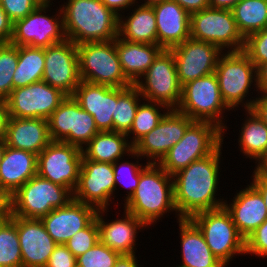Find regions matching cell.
<instances>
[{
  "instance_id": "d6986e66",
  "label": "cell",
  "mask_w": 267,
  "mask_h": 267,
  "mask_svg": "<svg viewBox=\"0 0 267 267\" xmlns=\"http://www.w3.org/2000/svg\"><path fill=\"white\" fill-rule=\"evenodd\" d=\"M174 54L181 86L215 72L218 59L224 52L218 46L189 38L170 49Z\"/></svg>"
},
{
  "instance_id": "3957f363",
  "label": "cell",
  "mask_w": 267,
  "mask_h": 267,
  "mask_svg": "<svg viewBox=\"0 0 267 267\" xmlns=\"http://www.w3.org/2000/svg\"><path fill=\"white\" fill-rule=\"evenodd\" d=\"M123 208L146 226L154 225L167 212L175 211L177 214L173 176L159 164L147 162L141 171L135 193L124 203Z\"/></svg>"
},
{
  "instance_id": "2e32d148",
  "label": "cell",
  "mask_w": 267,
  "mask_h": 267,
  "mask_svg": "<svg viewBox=\"0 0 267 267\" xmlns=\"http://www.w3.org/2000/svg\"><path fill=\"white\" fill-rule=\"evenodd\" d=\"M66 97L60 89L39 81L13 89L4 101L9 117L47 120Z\"/></svg>"
},
{
  "instance_id": "ee69618b",
  "label": "cell",
  "mask_w": 267,
  "mask_h": 267,
  "mask_svg": "<svg viewBox=\"0 0 267 267\" xmlns=\"http://www.w3.org/2000/svg\"><path fill=\"white\" fill-rule=\"evenodd\" d=\"M245 254L267 258V219L245 240Z\"/></svg>"
},
{
  "instance_id": "44dd1931",
  "label": "cell",
  "mask_w": 267,
  "mask_h": 267,
  "mask_svg": "<svg viewBox=\"0 0 267 267\" xmlns=\"http://www.w3.org/2000/svg\"><path fill=\"white\" fill-rule=\"evenodd\" d=\"M22 254V267H45L58 245L40 219L15 216Z\"/></svg>"
},
{
  "instance_id": "74e56055",
  "label": "cell",
  "mask_w": 267,
  "mask_h": 267,
  "mask_svg": "<svg viewBox=\"0 0 267 267\" xmlns=\"http://www.w3.org/2000/svg\"><path fill=\"white\" fill-rule=\"evenodd\" d=\"M18 64V46L0 43V100H5L13 90V74Z\"/></svg>"
},
{
  "instance_id": "8fae6325",
  "label": "cell",
  "mask_w": 267,
  "mask_h": 267,
  "mask_svg": "<svg viewBox=\"0 0 267 267\" xmlns=\"http://www.w3.org/2000/svg\"><path fill=\"white\" fill-rule=\"evenodd\" d=\"M190 38L212 43L222 51H242L245 46L232 11L211 7L191 14Z\"/></svg>"
},
{
  "instance_id": "bcb514c9",
  "label": "cell",
  "mask_w": 267,
  "mask_h": 267,
  "mask_svg": "<svg viewBox=\"0 0 267 267\" xmlns=\"http://www.w3.org/2000/svg\"><path fill=\"white\" fill-rule=\"evenodd\" d=\"M13 21L0 6V43L10 42L13 35Z\"/></svg>"
},
{
  "instance_id": "f35d334b",
  "label": "cell",
  "mask_w": 267,
  "mask_h": 267,
  "mask_svg": "<svg viewBox=\"0 0 267 267\" xmlns=\"http://www.w3.org/2000/svg\"><path fill=\"white\" fill-rule=\"evenodd\" d=\"M117 160L113 163V173H114V181H115V189L117 190V185L121 184V187H125L129 189V192L127 190L124 202H126L128 199L131 198V196L135 193V190L137 189L138 183L140 181V174L141 171L147 166H142L141 164H138L139 162L136 161V163H129V161L120 162ZM123 163V164H122Z\"/></svg>"
},
{
  "instance_id": "5bb4252c",
  "label": "cell",
  "mask_w": 267,
  "mask_h": 267,
  "mask_svg": "<svg viewBox=\"0 0 267 267\" xmlns=\"http://www.w3.org/2000/svg\"><path fill=\"white\" fill-rule=\"evenodd\" d=\"M82 158L79 147L52 141L37 155V175L73 193L78 183Z\"/></svg>"
},
{
  "instance_id": "91938a15",
  "label": "cell",
  "mask_w": 267,
  "mask_h": 267,
  "mask_svg": "<svg viewBox=\"0 0 267 267\" xmlns=\"http://www.w3.org/2000/svg\"><path fill=\"white\" fill-rule=\"evenodd\" d=\"M5 148H6L5 140H0V163L2 161V157H3V154H4Z\"/></svg>"
},
{
  "instance_id": "277c9868",
  "label": "cell",
  "mask_w": 267,
  "mask_h": 267,
  "mask_svg": "<svg viewBox=\"0 0 267 267\" xmlns=\"http://www.w3.org/2000/svg\"><path fill=\"white\" fill-rule=\"evenodd\" d=\"M214 73L221 96L230 109L233 110L238 105L245 110L253 108L257 98L244 101L253 83L257 89V68L243 50L223 52Z\"/></svg>"
},
{
  "instance_id": "94428289",
  "label": "cell",
  "mask_w": 267,
  "mask_h": 267,
  "mask_svg": "<svg viewBox=\"0 0 267 267\" xmlns=\"http://www.w3.org/2000/svg\"><path fill=\"white\" fill-rule=\"evenodd\" d=\"M43 3H50L52 0H40Z\"/></svg>"
},
{
  "instance_id": "30bf717a",
  "label": "cell",
  "mask_w": 267,
  "mask_h": 267,
  "mask_svg": "<svg viewBox=\"0 0 267 267\" xmlns=\"http://www.w3.org/2000/svg\"><path fill=\"white\" fill-rule=\"evenodd\" d=\"M134 85L143 101L157 102L169 109H177L181 101L182 86L173 52L163 49Z\"/></svg>"
},
{
  "instance_id": "7bdbcfd3",
  "label": "cell",
  "mask_w": 267,
  "mask_h": 267,
  "mask_svg": "<svg viewBox=\"0 0 267 267\" xmlns=\"http://www.w3.org/2000/svg\"><path fill=\"white\" fill-rule=\"evenodd\" d=\"M41 3L40 0H0V6L13 23L25 18Z\"/></svg>"
},
{
  "instance_id": "484cf974",
  "label": "cell",
  "mask_w": 267,
  "mask_h": 267,
  "mask_svg": "<svg viewBox=\"0 0 267 267\" xmlns=\"http://www.w3.org/2000/svg\"><path fill=\"white\" fill-rule=\"evenodd\" d=\"M5 142L6 146L38 155L52 142L48 121L43 118L9 117Z\"/></svg>"
},
{
  "instance_id": "ffe728a7",
  "label": "cell",
  "mask_w": 267,
  "mask_h": 267,
  "mask_svg": "<svg viewBox=\"0 0 267 267\" xmlns=\"http://www.w3.org/2000/svg\"><path fill=\"white\" fill-rule=\"evenodd\" d=\"M97 211L91 205L72 199L66 206L53 209L40 220L57 244H65L96 218Z\"/></svg>"
},
{
  "instance_id": "681fc988",
  "label": "cell",
  "mask_w": 267,
  "mask_h": 267,
  "mask_svg": "<svg viewBox=\"0 0 267 267\" xmlns=\"http://www.w3.org/2000/svg\"><path fill=\"white\" fill-rule=\"evenodd\" d=\"M251 184L260 192L264 199V203L267 209V175L257 173L255 170L252 174Z\"/></svg>"
},
{
  "instance_id": "8d00e7d4",
  "label": "cell",
  "mask_w": 267,
  "mask_h": 267,
  "mask_svg": "<svg viewBox=\"0 0 267 267\" xmlns=\"http://www.w3.org/2000/svg\"><path fill=\"white\" fill-rule=\"evenodd\" d=\"M0 267H22L15 216L0 222Z\"/></svg>"
},
{
  "instance_id": "f1b7e54d",
  "label": "cell",
  "mask_w": 267,
  "mask_h": 267,
  "mask_svg": "<svg viewBox=\"0 0 267 267\" xmlns=\"http://www.w3.org/2000/svg\"><path fill=\"white\" fill-rule=\"evenodd\" d=\"M116 51L123 74L132 83L149 69L154 59L163 50L158 44H144L115 38Z\"/></svg>"
},
{
  "instance_id": "d590c367",
  "label": "cell",
  "mask_w": 267,
  "mask_h": 267,
  "mask_svg": "<svg viewBox=\"0 0 267 267\" xmlns=\"http://www.w3.org/2000/svg\"><path fill=\"white\" fill-rule=\"evenodd\" d=\"M161 108L166 110H163V114L160 111ZM169 110L167 106L161 103L147 101L141 104L140 102L133 124L126 134L128 139H132L129 142L134 145L140 138L148 134L159 124ZM131 134H133V137H130Z\"/></svg>"
},
{
  "instance_id": "7dc6e473",
  "label": "cell",
  "mask_w": 267,
  "mask_h": 267,
  "mask_svg": "<svg viewBox=\"0 0 267 267\" xmlns=\"http://www.w3.org/2000/svg\"><path fill=\"white\" fill-rule=\"evenodd\" d=\"M12 216L11 195L0 187V222L5 221Z\"/></svg>"
},
{
  "instance_id": "f546056e",
  "label": "cell",
  "mask_w": 267,
  "mask_h": 267,
  "mask_svg": "<svg viewBox=\"0 0 267 267\" xmlns=\"http://www.w3.org/2000/svg\"><path fill=\"white\" fill-rule=\"evenodd\" d=\"M136 5L137 8L132 9L133 13L131 12L129 17L124 18L120 14L118 36L131 42L158 44L156 16L153 7Z\"/></svg>"
},
{
  "instance_id": "680465c9",
  "label": "cell",
  "mask_w": 267,
  "mask_h": 267,
  "mask_svg": "<svg viewBox=\"0 0 267 267\" xmlns=\"http://www.w3.org/2000/svg\"><path fill=\"white\" fill-rule=\"evenodd\" d=\"M134 1H135V3H138L137 0H134ZM163 1H166V0H144L145 3H142L141 5L153 6L155 4L162 3Z\"/></svg>"
},
{
  "instance_id": "e575fe53",
  "label": "cell",
  "mask_w": 267,
  "mask_h": 267,
  "mask_svg": "<svg viewBox=\"0 0 267 267\" xmlns=\"http://www.w3.org/2000/svg\"><path fill=\"white\" fill-rule=\"evenodd\" d=\"M140 98L143 100L134 84L129 87H115L113 131L124 134L129 132L141 101Z\"/></svg>"
},
{
  "instance_id": "83f0119b",
  "label": "cell",
  "mask_w": 267,
  "mask_h": 267,
  "mask_svg": "<svg viewBox=\"0 0 267 267\" xmlns=\"http://www.w3.org/2000/svg\"><path fill=\"white\" fill-rule=\"evenodd\" d=\"M37 175V155L6 146L0 163V187L13 195Z\"/></svg>"
},
{
  "instance_id": "9c48e42d",
  "label": "cell",
  "mask_w": 267,
  "mask_h": 267,
  "mask_svg": "<svg viewBox=\"0 0 267 267\" xmlns=\"http://www.w3.org/2000/svg\"><path fill=\"white\" fill-rule=\"evenodd\" d=\"M190 219L202 231L211 252L225 266L232 261L234 255H245V239L238 232L224 206L196 213Z\"/></svg>"
},
{
  "instance_id": "836d02e7",
  "label": "cell",
  "mask_w": 267,
  "mask_h": 267,
  "mask_svg": "<svg viewBox=\"0 0 267 267\" xmlns=\"http://www.w3.org/2000/svg\"><path fill=\"white\" fill-rule=\"evenodd\" d=\"M231 11L245 39L267 28V0H241Z\"/></svg>"
},
{
  "instance_id": "52a82bcc",
  "label": "cell",
  "mask_w": 267,
  "mask_h": 267,
  "mask_svg": "<svg viewBox=\"0 0 267 267\" xmlns=\"http://www.w3.org/2000/svg\"><path fill=\"white\" fill-rule=\"evenodd\" d=\"M79 74L83 81L111 87H129L123 74L115 39L107 42H84L77 45Z\"/></svg>"
},
{
  "instance_id": "60d3db41",
  "label": "cell",
  "mask_w": 267,
  "mask_h": 267,
  "mask_svg": "<svg viewBox=\"0 0 267 267\" xmlns=\"http://www.w3.org/2000/svg\"><path fill=\"white\" fill-rule=\"evenodd\" d=\"M99 241L96 218L84 229L76 232L64 245L77 258L91 249Z\"/></svg>"
},
{
  "instance_id": "11a10c76",
  "label": "cell",
  "mask_w": 267,
  "mask_h": 267,
  "mask_svg": "<svg viewBox=\"0 0 267 267\" xmlns=\"http://www.w3.org/2000/svg\"><path fill=\"white\" fill-rule=\"evenodd\" d=\"M135 256L136 254L121 255L116 261L114 267H139L137 264V257Z\"/></svg>"
},
{
  "instance_id": "8992f818",
  "label": "cell",
  "mask_w": 267,
  "mask_h": 267,
  "mask_svg": "<svg viewBox=\"0 0 267 267\" xmlns=\"http://www.w3.org/2000/svg\"><path fill=\"white\" fill-rule=\"evenodd\" d=\"M225 109L231 110L221 96L216 74L212 73L182 86L181 101L176 110L193 121L214 123L223 131L224 137L227 129L222 121Z\"/></svg>"
},
{
  "instance_id": "7402d4cb",
  "label": "cell",
  "mask_w": 267,
  "mask_h": 267,
  "mask_svg": "<svg viewBox=\"0 0 267 267\" xmlns=\"http://www.w3.org/2000/svg\"><path fill=\"white\" fill-rule=\"evenodd\" d=\"M232 202H224L240 235L246 240L267 219V209L260 192L250 183Z\"/></svg>"
},
{
  "instance_id": "b9f144b4",
  "label": "cell",
  "mask_w": 267,
  "mask_h": 267,
  "mask_svg": "<svg viewBox=\"0 0 267 267\" xmlns=\"http://www.w3.org/2000/svg\"><path fill=\"white\" fill-rule=\"evenodd\" d=\"M243 51L256 68L267 63V28L250 34L245 39Z\"/></svg>"
},
{
  "instance_id": "6da1fadb",
  "label": "cell",
  "mask_w": 267,
  "mask_h": 267,
  "mask_svg": "<svg viewBox=\"0 0 267 267\" xmlns=\"http://www.w3.org/2000/svg\"><path fill=\"white\" fill-rule=\"evenodd\" d=\"M221 148L222 144L209 156L190 163L172 175L177 220L224 206V198L215 197L219 184Z\"/></svg>"
},
{
  "instance_id": "1f68e13d",
  "label": "cell",
  "mask_w": 267,
  "mask_h": 267,
  "mask_svg": "<svg viewBox=\"0 0 267 267\" xmlns=\"http://www.w3.org/2000/svg\"><path fill=\"white\" fill-rule=\"evenodd\" d=\"M247 119L239 132L240 152L247 158L255 159V163L267 152V125L253 109L246 110Z\"/></svg>"
},
{
  "instance_id": "7a4b0ae2",
  "label": "cell",
  "mask_w": 267,
  "mask_h": 267,
  "mask_svg": "<svg viewBox=\"0 0 267 267\" xmlns=\"http://www.w3.org/2000/svg\"><path fill=\"white\" fill-rule=\"evenodd\" d=\"M61 5L66 38L75 45L118 37L119 16L101 0H67Z\"/></svg>"
},
{
  "instance_id": "816d5d0a",
  "label": "cell",
  "mask_w": 267,
  "mask_h": 267,
  "mask_svg": "<svg viewBox=\"0 0 267 267\" xmlns=\"http://www.w3.org/2000/svg\"><path fill=\"white\" fill-rule=\"evenodd\" d=\"M259 95L267 94V63L257 68V90Z\"/></svg>"
},
{
  "instance_id": "d4e9b609",
  "label": "cell",
  "mask_w": 267,
  "mask_h": 267,
  "mask_svg": "<svg viewBox=\"0 0 267 267\" xmlns=\"http://www.w3.org/2000/svg\"><path fill=\"white\" fill-rule=\"evenodd\" d=\"M72 96L82 109L93 116L99 131H113L115 87L81 80Z\"/></svg>"
},
{
  "instance_id": "d6a6232c",
  "label": "cell",
  "mask_w": 267,
  "mask_h": 267,
  "mask_svg": "<svg viewBox=\"0 0 267 267\" xmlns=\"http://www.w3.org/2000/svg\"><path fill=\"white\" fill-rule=\"evenodd\" d=\"M45 48L18 46V64L13 74V89L42 81Z\"/></svg>"
},
{
  "instance_id": "4fadbf2b",
  "label": "cell",
  "mask_w": 267,
  "mask_h": 267,
  "mask_svg": "<svg viewBox=\"0 0 267 267\" xmlns=\"http://www.w3.org/2000/svg\"><path fill=\"white\" fill-rule=\"evenodd\" d=\"M50 5L52 6L51 3L42 2L25 18L16 20L13 24L10 43L16 46L47 48L65 41L67 38L61 6L58 15L49 17L44 13L48 12L47 8H50Z\"/></svg>"
},
{
  "instance_id": "f5cc1de1",
  "label": "cell",
  "mask_w": 267,
  "mask_h": 267,
  "mask_svg": "<svg viewBox=\"0 0 267 267\" xmlns=\"http://www.w3.org/2000/svg\"><path fill=\"white\" fill-rule=\"evenodd\" d=\"M252 109L267 125V94L257 97Z\"/></svg>"
},
{
  "instance_id": "9a60e30c",
  "label": "cell",
  "mask_w": 267,
  "mask_h": 267,
  "mask_svg": "<svg viewBox=\"0 0 267 267\" xmlns=\"http://www.w3.org/2000/svg\"><path fill=\"white\" fill-rule=\"evenodd\" d=\"M192 122L187 115L170 109L154 129L133 145L129 156L137 157V160L147 157L148 163L158 164L170 148L183 138Z\"/></svg>"
},
{
  "instance_id": "e0dca14e",
  "label": "cell",
  "mask_w": 267,
  "mask_h": 267,
  "mask_svg": "<svg viewBox=\"0 0 267 267\" xmlns=\"http://www.w3.org/2000/svg\"><path fill=\"white\" fill-rule=\"evenodd\" d=\"M115 190L113 164L88 160L83 156L73 199L97 210L108 209Z\"/></svg>"
},
{
  "instance_id": "ac0fdd59",
  "label": "cell",
  "mask_w": 267,
  "mask_h": 267,
  "mask_svg": "<svg viewBox=\"0 0 267 267\" xmlns=\"http://www.w3.org/2000/svg\"><path fill=\"white\" fill-rule=\"evenodd\" d=\"M42 81L72 96L81 82L77 45L71 40L45 48Z\"/></svg>"
},
{
  "instance_id": "5b68a950",
  "label": "cell",
  "mask_w": 267,
  "mask_h": 267,
  "mask_svg": "<svg viewBox=\"0 0 267 267\" xmlns=\"http://www.w3.org/2000/svg\"><path fill=\"white\" fill-rule=\"evenodd\" d=\"M223 131L214 123L193 121L183 138L173 145L158 163L168 174L187 167L190 163L212 154L223 144Z\"/></svg>"
},
{
  "instance_id": "f6af8a7d",
  "label": "cell",
  "mask_w": 267,
  "mask_h": 267,
  "mask_svg": "<svg viewBox=\"0 0 267 267\" xmlns=\"http://www.w3.org/2000/svg\"><path fill=\"white\" fill-rule=\"evenodd\" d=\"M45 267H77L76 257L64 244H58Z\"/></svg>"
},
{
  "instance_id": "ba28073f",
  "label": "cell",
  "mask_w": 267,
  "mask_h": 267,
  "mask_svg": "<svg viewBox=\"0 0 267 267\" xmlns=\"http://www.w3.org/2000/svg\"><path fill=\"white\" fill-rule=\"evenodd\" d=\"M72 199L73 193L68 188L36 175L11 195L12 216L40 219Z\"/></svg>"
},
{
  "instance_id": "4dcf8cb0",
  "label": "cell",
  "mask_w": 267,
  "mask_h": 267,
  "mask_svg": "<svg viewBox=\"0 0 267 267\" xmlns=\"http://www.w3.org/2000/svg\"><path fill=\"white\" fill-rule=\"evenodd\" d=\"M128 141L124 133L100 131L82 149V153L88 160L113 164L117 160H123L124 154L133 151V145Z\"/></svg>"
},
{
  "instance_id": "603a6c76",
  "label": "cell",
  "mask_w": 267,
  "mask_h": 267,
  "mask_svg": "<svg viewBox=\"0 0 267 267\" xmlns=\"http://www.w3.org/2000/svg\"><path fill=\"white\" fill-rule=\"evenodd\" d=\"M107 209L97 211L96 220L99 228V241L121 255L136 254L135 243L137 230H142L147 226L134 214L124 210L122 219L105 222L103 216ZM104 213V214H103ZM103 215V216H102Z\"/></svg>"
},
{
  "instance_id": "f907efd6",
  "label": "cell",
  "mask_w": 267,
  "mask_h": 267,
  "mask_svg": "<svg viewBox=\"0 0 267 267\" xmlns=\"http://www.w3.org/2000/svg\"><path fill=\"white\" fill-rule=\"evenodd\" d=\"M101 1L107 6V8L111 9L118 16H120V13L123 12V10L130 9L131 8L130 6L134 7L135 5L134 0H101Z\"/></svg>"
},
{
  "instance_id": "ab89813d",
  "label": "cell",
  "mask_w": 267,
  "mask_h": 267,
  "mask_svg": "<svg viewBox=\"0 0 267 267\" xmlns=\"http://www.w3.org/2000/svg\"><path fill=\"white\" fill-rule=\"evenodd\" d=\"M121 256L98 241L91 249L76 258L77 267H114Z\"/></svg>"
},
{
  "instance_id": "c3c4849f",
  "label": "cell",
  "mask_w": 267,
  "mask_h": 267,
  "mask_svg": "<svg viewBox=\"0 0 267 267\" xmlns=\"http://www.w3.org/2000/svg\"><path fill=\"white\" fill-rule=\"evenodd\" d=\"M177 2L190 15L209 7V0H172Z\"/></svg>"
},
{
  "instance_id": "7c38bea8",
  "label": "cell",
  "mask_w": 267,
  "mask_h": 267,
  "mask_svg": "<svg viewBox=\"0 0 267 267\" xmlns=\"http://www.w3.org/2000/svg\"><path fill=\"white\" fill-rule=\"evenodd\" d=\"M47 121L52 141L71 144L81 150L100 132L93 116L82 109L73 96H67Z\"/></svg>"
},
{
  "instance_id": "9f6ffc18",
  "label": "cell",
  "mask_w": 267,
  "mask_h": 267,
  "mask_svg": "<svg viewBox=\"0 0 267 267\" xmlns=\"http://www.w3.org/2000/svg\"><path fill=\"white\" fill-rule=\"evenodd\" d=\"M240 1L241 0H209V7L222 10H231Z\"/></svg>"
},
{
  "instance_id": "db71d44e",
  "label": "cell",
  "mask_w": 267,
  "mask_h": 267,
  "mask_svg": "<svg viewBox=\"0 0 267 267\" xmlns=\"http://www.w3.org/2000/svg\"><path fill=\"white\" fill-rule=\"evenodd\" d=\"M9 114L4 100H0V140L6 139L7 122Z\"/></svg>"
},
{
  "instance_id": "4316f807",
  "label": "cell",
  "mask_w": 267,
  "mask_h": 267,
  "mask_svg": "<svg viewBox=\"0 0 267 267\" xmlns=\"http://www.w3.org/2000/svg\"><path fill=\"white\" fill-rule=\"evenodd\" d=\"M182 267H226L206 243L202 231L190 218L178 220Z\"/></svg>"
},
{
  "instance_id": "cb8c5ba5",
  "label": "cell",
  "mask_w": 267,
  "mask_h": 267,
  "mask_svg": "<svg viewBox=\"0 0 267 267\" xmlns=\"http://www.w3.org/2000/svg\"><path fill=\"white\" fill-rule=\"evenodd\" d=\"M157 24L158 45L170 50L190 38L191 15L177 2L166 0L152 6Z\"/></svg>"
},
{
  "instance_id": "6f0895ef",
  "label": "cell",
  "mask_w": 267,
  "mask_h": 267,
  "mask_svg": "<svg viewBox=\"0 0 267 267\" xmlns=\"http://www.w3.org/2000/svg\"><path fill=\"white\" fill-rule=\"evenodd\" d=\"M257 173H261L267 175V152L266 154L259 160L254 169Z\"/></svg>"
}]
</instances>
